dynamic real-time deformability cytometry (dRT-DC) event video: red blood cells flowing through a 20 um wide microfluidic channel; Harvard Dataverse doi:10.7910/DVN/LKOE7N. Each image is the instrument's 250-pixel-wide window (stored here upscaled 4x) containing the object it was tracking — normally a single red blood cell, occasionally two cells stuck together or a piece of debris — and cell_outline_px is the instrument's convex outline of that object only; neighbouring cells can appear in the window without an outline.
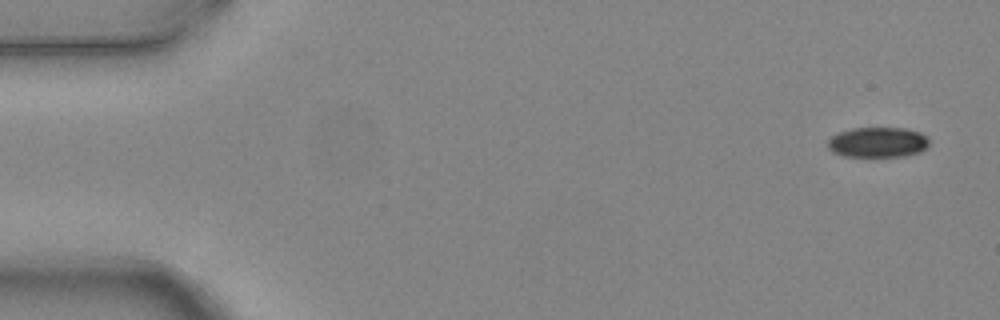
{"species": "common noctule bat (a hibernating species)", "species_latin": "Nyctalus noctula", "temperature_condition": "warm", "stored_images_in_passage": 5, "camera_frame_rate_fps": 3000, "um_per_image_px": 0.085, "animal": {"sex": "female", "body_mass_g": 24.6, "forearm_length_mm": 56.2}, "frame": {"image": 1, "passage_image": 1, "time_ms": 0.0, "image_size_px": [1000, 320], "cell_outline_px": [[928, 144], [920, 152], [904, 156], [844, 156], [832, 152], [828, 148], [828, 140], [832, 136], [840, 132], [852, 128], [904, 128], [920, 132], [928, 136]], "centroid_in_image_um": [74.61, 12.09], "position_along_channel_um": 10.4, "area_um2": 17.8}}
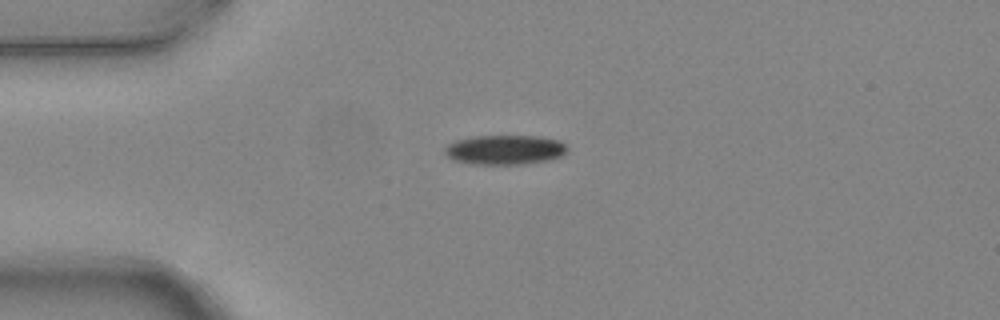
{"frame": {"image": 2, "passage_image": 4, "time_ms": 1.0, "image_size_px": [1000, 320], "cell_outline_px": [[568, 148], [560, 156], [548, 160], [524, 164], [472, 164], [452, 160], [444, 152], [444, 148], [448, 144], [456, 140], [476, 136], [540, 136], [560, 140]], "centroid_in_image_um": [42.89, 12.73], "position_along_channel_um": 42.1, "area_um2": 21.1}}